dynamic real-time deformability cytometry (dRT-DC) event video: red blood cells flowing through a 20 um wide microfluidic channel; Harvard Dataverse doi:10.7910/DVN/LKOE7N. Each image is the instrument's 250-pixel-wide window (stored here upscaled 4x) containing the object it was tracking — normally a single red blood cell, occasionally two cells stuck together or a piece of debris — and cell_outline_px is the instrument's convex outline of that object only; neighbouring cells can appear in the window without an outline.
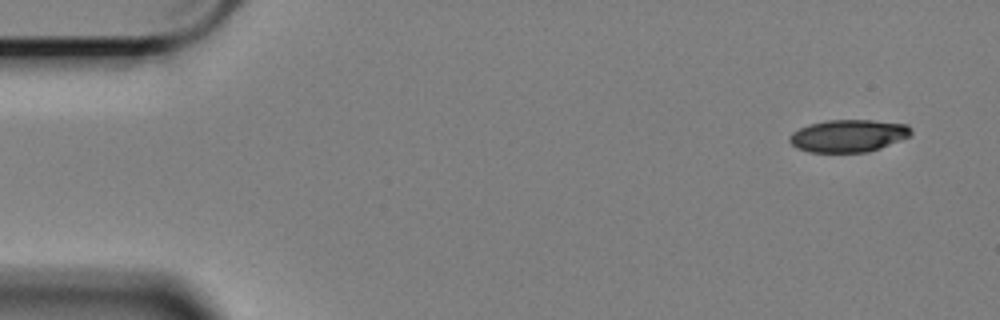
{"species": "Egyptian fruit bat (a non-hibernating species)", "species_latin": "Rousettus aegyptiacus", "temperature_condition": "cold", "stored_images_in_passage": 56, "camera_frame_rate_fps": 3000, "um_per_image_px": 0.085, "animal": {"sex": "female"}, "frame": {"image": 1, "passage_image": 1, "time_ms": 0.0, "image_size_px": [1000, 320], "cell_outline_px": [[912, 132], [908, 136], [880, 148], [868, 152], [808, 152], [796, 148], [788, 140], [788, 136], [792, 132], [808, 124], [828, 120], [872, 120], [908, 124], [912, 128]], "centroid_in_image_um": [72.08, 11.54], "position_along_channel_um": 12.9, "area_um2": 23.0}}
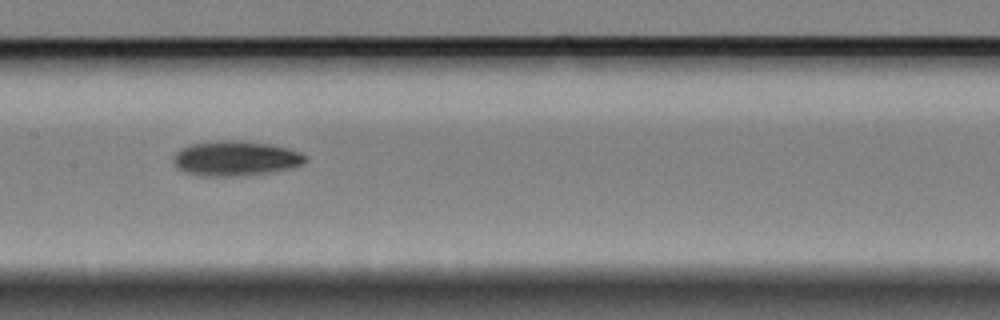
{"frame": {"image": 2, "passage_image": 26, "time_ms": 8.333, "image_size_px": [1000, 320], "cell_outline_px": [[308, 160], [300, 164], [288, 168], [272, 172], [240, 176], [200, 176], [184, 172], [176, 168], [172, 160], [172, 156], [176, 152], [188, 144], [220, 140], [240, 140], [268, 144], [300, 152], [308, 156]], "centroid_in_image_um": [19.96, 13.47], "position_along_channel_um": 187.4, "area_um2": 26.99}}
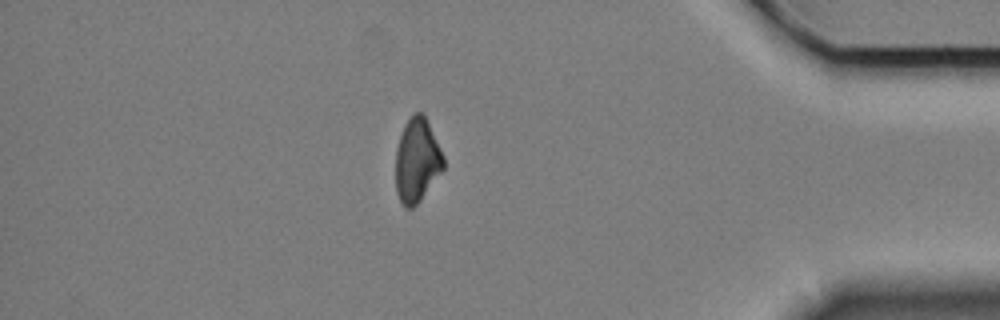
{"frame": {"image": 3, "passage_image": 48, "time_ms": 15.667, "image_size_px": [1000, 320], "cell_outline_px": [[444, 168], [420, 200], [412, 208], [404, 208], [400, 204], [396, 192], [396, 148], [404, 124], [416, 112], [424, 112], [444, 156]], "centroid_in_image_um": [35.44, 13.63], "position_along_channel_um": 399.8, "area_um2": 23.47}}